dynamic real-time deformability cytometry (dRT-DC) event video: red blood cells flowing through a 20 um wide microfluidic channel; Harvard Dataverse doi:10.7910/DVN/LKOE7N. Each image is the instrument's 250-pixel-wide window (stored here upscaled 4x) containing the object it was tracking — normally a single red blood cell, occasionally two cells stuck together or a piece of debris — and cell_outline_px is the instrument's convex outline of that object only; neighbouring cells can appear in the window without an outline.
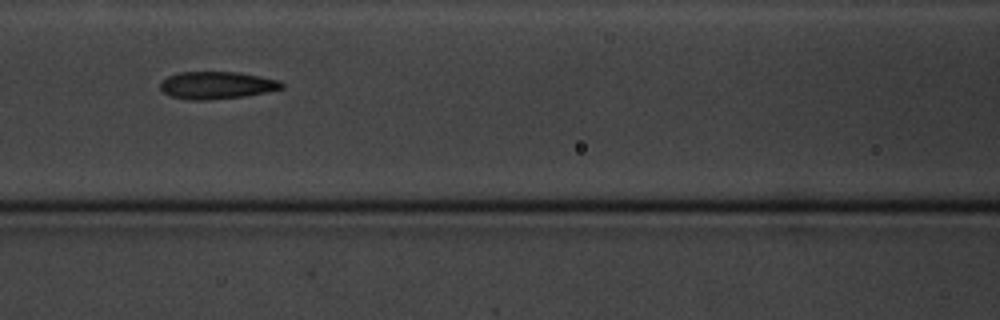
{"species": "common noctule bat (a hibernating species)", "species_latin": "Nyctalus noctula", "temperature_condition": "cold", "stored_images_in_passage": 11, "camera_frame_rate_fps": 3000, "um_per_image_px": 0.085, "animal": {"sex": "male", "body_mass_g": 20.1, "forearm_length_mm": 53.5}, "frame": {"image": 1, "passage_image": 8, "time_ms": 9.0, "image_size_px": [1000, 320], "cell_outline_px": [[284, 88], [244, 96], [208, 100], [188, 100], [172, 96], [164, 92], [160, 88], [160, 80], [168, 76], [180, 72], [236, 72], [260, 76], [280, 80], [284, 84]], "centroid_in_image_um": [18.41, 7.24], "position_along_channel_um": 148.2, "area_um2": 19.36}}
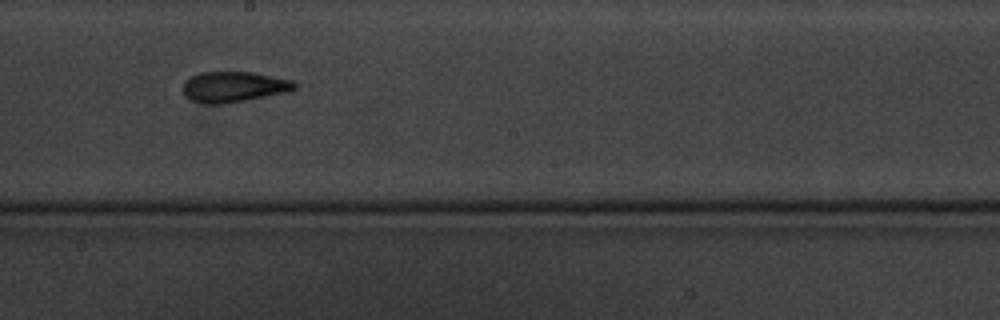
{"frame": {"image": 2, "passage_image": 10, "time_ms": 11.333, "image_size_px": [1000, 320], "cell_outline_px": [[296, 88], [288, 92], [244, 100], [220, 104], [204, 104], [192, 100], [184, 96], [184, 80], [200, 72], [248, 72], [292, 80], [296, 84]], "centroid_in_image_um": [19.84, 7.38], "position_along_channel_um": 228.4, "area_um2": 19.65}}
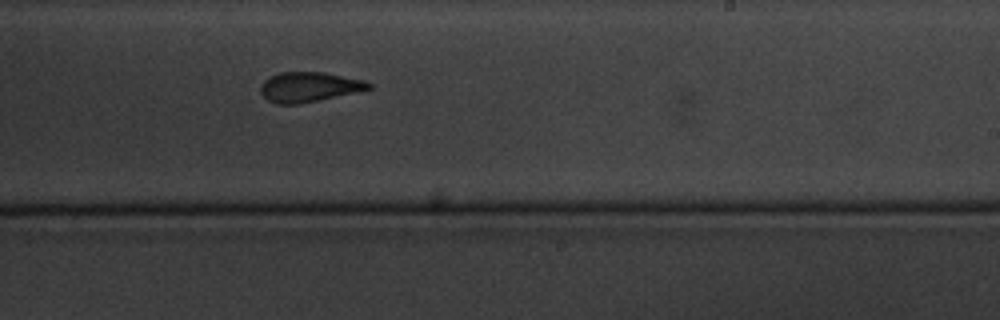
{"frame": {"image": 3, "passage_image": 11, "time_ms": 12.333, "image_size_px": [1000, 320], "cell_outline_px": [[372, 88], [320, 100], [300, 104], [276, 104], [268, 100], [260, 92], [260, 88], [264, 80], [280, 72], [324, 72], [360, 80], [372, 84]], "centroid_in_image_um": [26.23, 7.4], "position_along_channel_um": 262.8, "area_um2": 18.55}}